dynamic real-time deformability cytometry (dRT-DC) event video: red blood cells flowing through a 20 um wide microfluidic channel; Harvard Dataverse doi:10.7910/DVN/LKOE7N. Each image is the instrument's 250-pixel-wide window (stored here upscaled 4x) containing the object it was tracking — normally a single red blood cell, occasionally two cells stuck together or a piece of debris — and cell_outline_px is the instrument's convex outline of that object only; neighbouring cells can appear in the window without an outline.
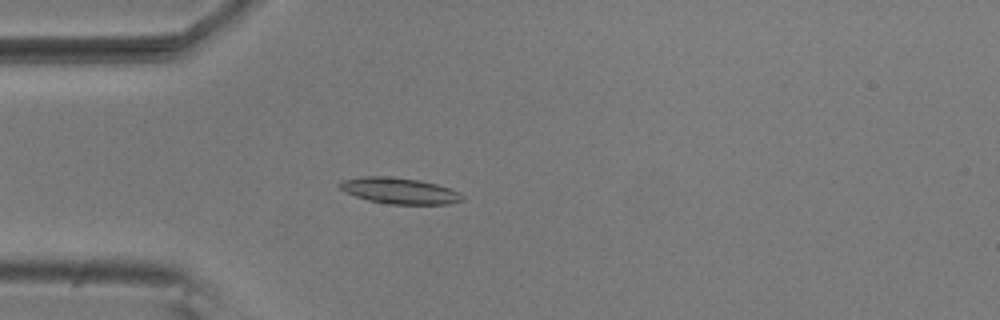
{"species": "common noctule bat (a hibernating species)", "species_latin": "Nyctalus noctula", "temperature_condition": "room temperature", "stored_images_in_passage": 5, "camera_frame_rate_fps": 3000, "um_per_image_px": 0.085, "animal": {"sex": "male", "body_mass_g": 20.5, "forearm_length_mm": 52.5}, "frame": {"image": 1, "passage_image": 5, "time_ms": 1.333, "image_size_px": [1000, 320], "cell_outline_px": [[464, 200], [448, 204], [388, 204], [368, 200], [356, 196], [340, 188], [336, 184], [344, 180], [360, 176], [388, 176], [420, 180], [452, 188], [460, 192], [464, 196]], "centroid_in_image_um": [33.99, 16.21], "position_along_channel_um": 51.0, "area_um2": 18.73}}